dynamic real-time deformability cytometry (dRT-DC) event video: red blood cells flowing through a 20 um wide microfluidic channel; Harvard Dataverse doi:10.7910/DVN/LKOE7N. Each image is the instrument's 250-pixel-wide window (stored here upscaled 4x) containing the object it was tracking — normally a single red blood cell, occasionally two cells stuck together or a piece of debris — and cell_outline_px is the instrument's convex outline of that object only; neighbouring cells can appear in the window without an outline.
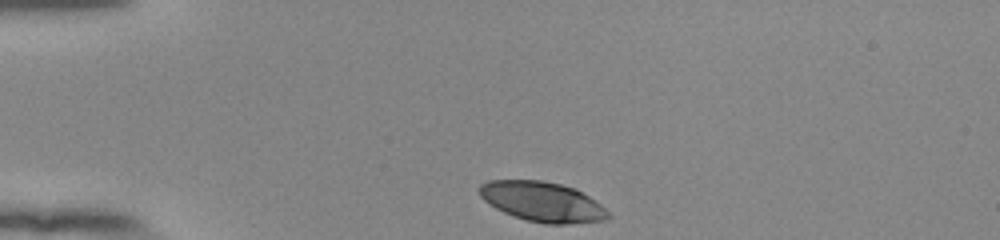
{"species": "human", "species_latin": "Homo sapiens", "temperature_condition": "room temperature", "stored_images_in_passage": 33, "camera_frame_rate_fps": 3000, "um_per_image_px": 0.085, "donor": {"sex": "female"}, "frame": {"image": 1, "passage_image": 1, "time_ms": 0.0, "image_size_px": [1000, 240], "cell_outline_px": [[612, 216], [608, 220], [568, 224], [544, 224], [524, 220], [504, 212], [496, 208], [484, 200], [480, 196], [480, 184], [488, 180], [540, 180], [560, 184], [576, 188], [600, 204]], "centroid_in_image_um": [46.12, 17.16], "position_along_channel_um": 38.9, "area_um2": 30.0}}
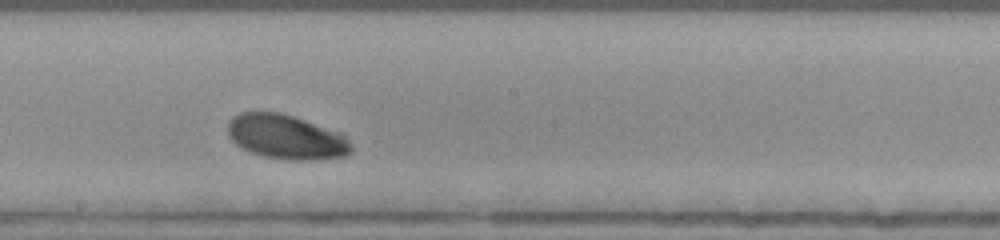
{"frame": {"image": 2, "passage_image": 19, "time_ms": 6.0, "image_size_px": [1000, 240], "cell_outline_px": [[352, 152], [344, 156], [312, 160], [288, 160], [264, 156], [240, 148], [228, 136], [228, 120], [232, 116], [240, 112], [280, 112], [340, 132], [348, 140], [352, 148]], "centroid_in_image_um": [24.29, 11.64], "position_along_channel_um": 223.9, "area_um2": 31.96}}
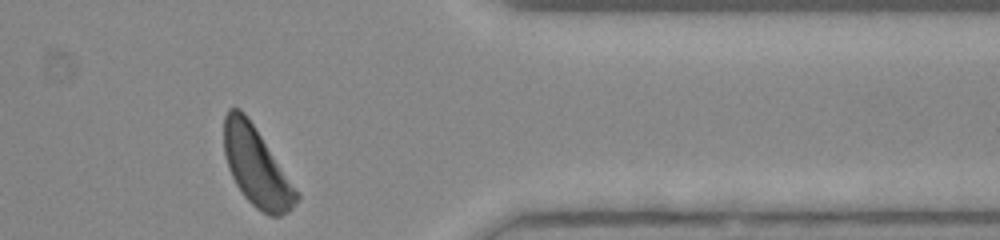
{"frame": {"image": 3, "passage_image": 33, "time_ms": 10.667, "image_size_px": [1000, 240], "cell_outline_px": [[300, 196], [292, 208], [288, 212], [280, 216], [268, 216], [256, 208], [244, 196], [236, 184], [228, 168], [224, 152], [224, 116], [228, 108], [240, 108], [248, 116]], "centroid_in_image_um": [21.76, 14.16], "position_along_channel_um": 389.6, "area_um2": 32.83}, "authors_computed_cell_mechanics": {"area_um2": 31.4432, "velocity_mm_per_s": 3.843, "shape_relaxation_time_tau1_ms": 2.8939, "shape_relaxation_time_tau2_ms": null, "deformation_change_tau1": 0.1334, "deformation_change_tau2": null}}